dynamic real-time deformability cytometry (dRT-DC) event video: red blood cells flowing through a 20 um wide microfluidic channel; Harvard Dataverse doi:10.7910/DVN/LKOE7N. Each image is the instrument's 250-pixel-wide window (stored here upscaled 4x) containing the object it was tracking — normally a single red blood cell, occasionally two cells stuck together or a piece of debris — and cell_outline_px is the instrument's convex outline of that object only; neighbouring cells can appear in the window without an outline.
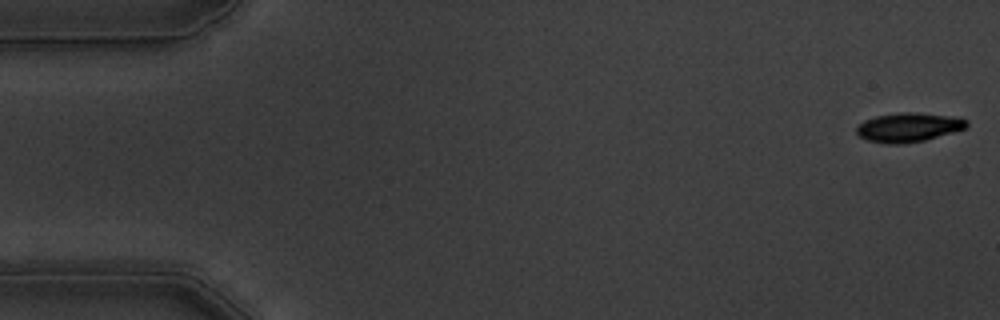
{"species": "common noctule bat (a hibernating species)", "species_latin": "Nyctalus noctula", "temperature_condition": "warm", "stored_images_in_passage": 12, "camera_frame_rate_fps": 3000, "um_per_image_px": 0.085, "animal": {"sex": "male", "body_mass_g": 19.5, "forearm_length_mm": 54.6}, "frame": {"image": 1, "passage_image": 1, "time_ms": 0.0, "image_size_px": [1000, 320], "cell_outline_px": [[968, 124], [964, 128], [952, 132], [924, 140], [904, 144], [888, 144], [868, 140], [860, 136], [856, 132], [856, 128], [864, 120], [876, 116], [900, 112], [916, 112], [948, 116], [968, 120]], "centroid_in_image_um": [77.18, 10.82], "position_along_channel_um": 7.8, "area_um2": 18.44}}